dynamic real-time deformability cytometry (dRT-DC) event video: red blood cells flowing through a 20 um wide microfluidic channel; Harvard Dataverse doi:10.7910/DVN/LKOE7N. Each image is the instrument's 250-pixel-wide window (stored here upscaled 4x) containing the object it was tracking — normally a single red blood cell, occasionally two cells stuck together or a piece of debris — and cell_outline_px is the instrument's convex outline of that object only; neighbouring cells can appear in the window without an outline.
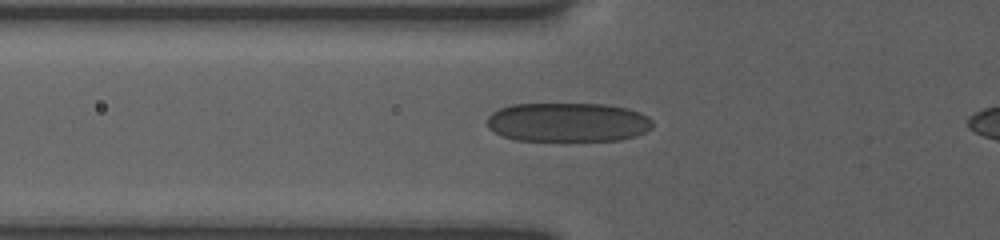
{"species": "human", "species_latin": "Homo sapiens", "temperature_condition": "room temperature", "stored_images_in_passage": 36, "camera_frame_rate_fps": 3000, "um_per_image_px": 0.085, "donor": {"sex": "female"}, "frame": {"image": 1, "passage_image": 11, "time_ms": 4.333, "image_size_px": [1000, 240], "cell_outline_px": [[652, 128], [636, 136], [620, 140], [516, 140], [492, 132], [488, 128], [488, 116], [492, 112], [500, 108], [512, 104], [604, 104], [628, 108], [640, 112], [648, 116], [652, 120]], "centroid_in_image_um": [48.28, 10.38], "position_along_channel_um": 77.5, "area_um2": 37.86}}
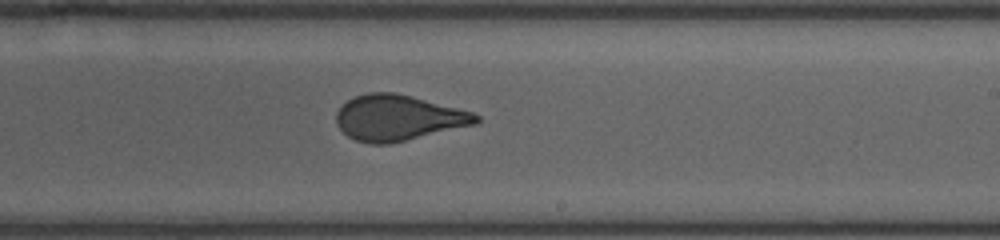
{"frame": {"image": 2, "passage_image": 22, "time_ms": 9.0, "image_size_px": [1000, 240], "cell_outline_px": [[480, 120], [476, 124], [388, 144], [372, 144], [356, 140], [348, 136], [336, 124], [336, 112], [352, 96], [368, 92], [396, 92], [412, 96], [472, 112], [480, 116]], "centroid_in_image_um": [33.82, 10.0], "position_along_channel_um": 255.2, "area_um2": 36.99}}
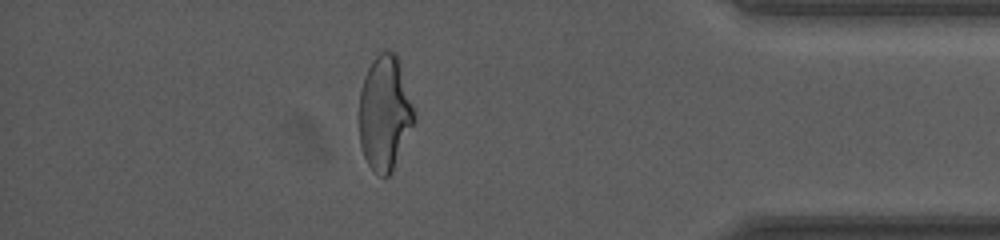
{"frame": {"image": 3, "passage_image": 34, "time_ms": 13.667, "image_size_px": [1000, 240], "cell_outline_px": [[416, 120], [392, 172], [388, 176], [380, 176], [368, 164], [364, 156], [360, 144], [360, 88], [364, 76], [372, 60], [380, 52], [396, 52], [400, 64], [416, 116]], "centroid_in_image_um": [32.71, 9.62], "position_along_channel_um": 402.5, "area_um2": 36.59}}